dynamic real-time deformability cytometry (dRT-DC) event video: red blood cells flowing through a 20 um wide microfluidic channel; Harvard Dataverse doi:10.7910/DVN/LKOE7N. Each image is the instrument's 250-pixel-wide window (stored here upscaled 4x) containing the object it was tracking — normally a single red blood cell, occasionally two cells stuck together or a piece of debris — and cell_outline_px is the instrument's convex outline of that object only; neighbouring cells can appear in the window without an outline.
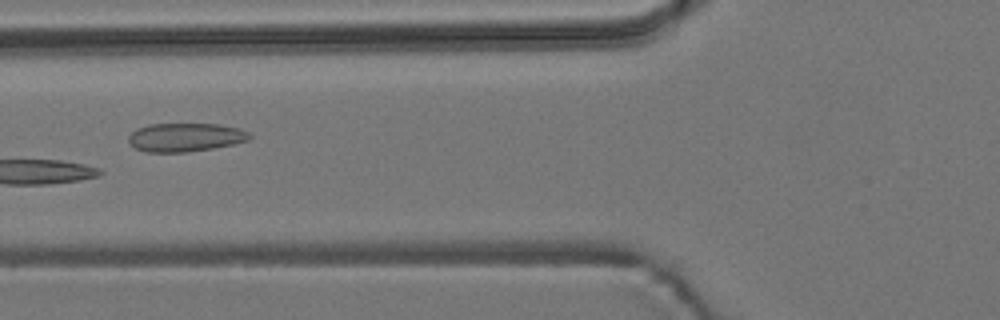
{"species": "common noctule bat (a hibernating species)", "species_latin": "Nyctalus noctula", "temperature_condition": "room temperature", "stored_images_in_passage": 10, "camera_frame_rate_fps": 3000, "um_per_image_px": 0.085, "animal": {"sex": "male", "body_mass_g": 19.2, "forearm_length_mm": 51.8}, "frame": {"image": 1, "passage_image": 6, "time_ms": 6.667, "image_size_px": [1000, 320], "cell_outline_px": [[252, 136], [248, 140], [232, 144], [212, 148], [184, 152], [144, 152], [136, 148], [128, 140], [128, 136], [136, 128], [148, 124], [220, 124], [240, 128], [248, 132]], "centroid_in_image_um": [15.74, 11.66], "position_along_channel_um": 110.1, "area_um2": 20.11}}
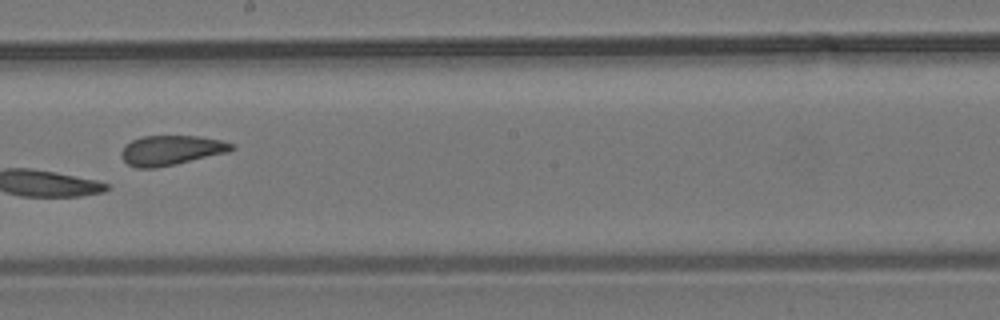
{"frame": {"image": 2, "passage_image": 9, "time_ms": 10.0, "image_size_px": [1000, 320], "cell_outline_px": [[236, 148], [228, 152], [176, 164], [156, 168], [136, 168], [128, 164], [120, 156], [120, 152], [124, 144], [132, 140], [144, 136], [200, 136], [220, 140], [236, 144]], "centroid_in_image_um": [14.54, 12.77], "position_along_channel_um": 233.7, "area_um2": 19.31}}
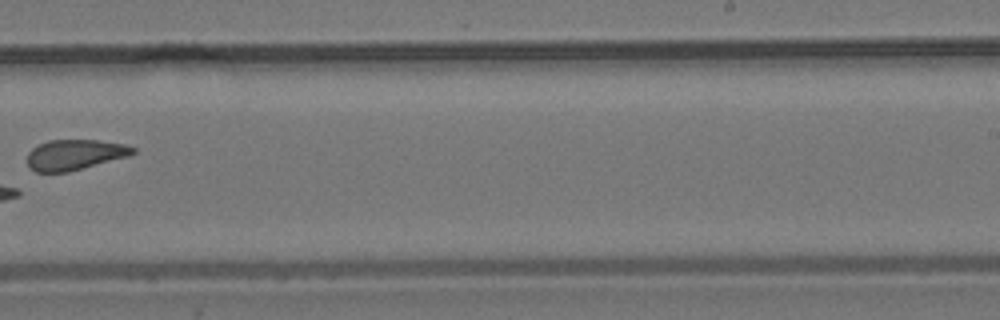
{"frame": {"image": 3, "passage_image": 10, "time_ms": 11.333, "image_size_px": [1000, 320], "cell_outline_px": [[136, 152], [128, 156], [68, 172], [36, 172], [28, 168], [28, 152], [32, 148], [48, 140], [96, 140], [124, 144], [136, 148]], "centroid_in_image_um": [6.34, 13.15], "position_along_channel_um": 282.7, "area_um2": 18.67}}